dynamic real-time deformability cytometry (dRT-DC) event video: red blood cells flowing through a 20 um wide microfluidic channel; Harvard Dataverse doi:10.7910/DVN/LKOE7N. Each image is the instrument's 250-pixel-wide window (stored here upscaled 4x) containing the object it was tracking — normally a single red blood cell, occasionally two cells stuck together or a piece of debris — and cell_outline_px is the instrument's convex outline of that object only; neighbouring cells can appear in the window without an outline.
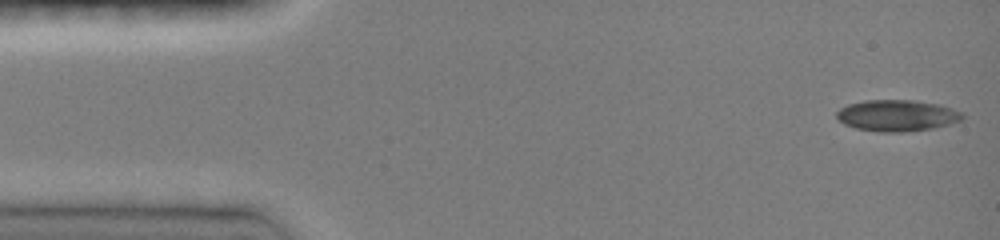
{"species": "common noctule bat (a hibernating species)", "species_latin": "Nyctalus noctula", "temperature_condition": "room temperature", "stored_images_in_passage": 46, "camera_frame_rate_fps": 3000, "um_per_image_px": 0.085, "animal": {"sex": "female", "body_mass_g": 19.0, "forearm_length_mm": 51.5}, "frame": {"image": 1, "passage_image": 1, "time_ms": 0.0, "image_size_px": [1000, 240], "cell_outline_px": [[964, 116], [960, 120], [948, 124], [932, 128], [904, 132], [880, 132], [856, 128], [844, 124], [836, 116], [836, 112], [840, 108], [848, 104], [864, 100], [912, 100], [940, 104], [952, 108], [960, 112]], "centroid_in_image_um": [76.22, 9.81], "position_along_channel_um": 8.8, "area_um2": 22.89}}
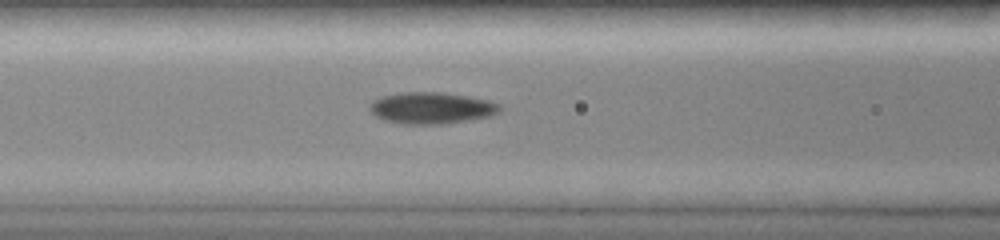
{"frame": {"image": 2, "passage_image": 18, "time_ms": 5.667, "image_size_px": [1000, 240], "cell_outline_px": [[500, 112], [488, 116], [468, 120], [444, 124], [404, 124], [384, 120], [376, 116], [368, 108], [372, 100], [380, 96], [400, 92], [440, 92], [468, 96], [488, 100], [500, 104]], "centroid_in_image_um": [36.64, 9.17], "position_along_channel_um": 130.0, "area_um2": 23.99}}
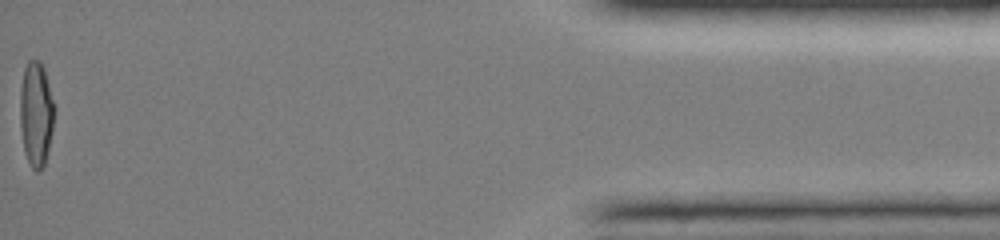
{"frame": {"image": 3, "passage_image": 46, "time_ms": 15.0, "image_size_px": [1000, 240], "cell_outline_px": [[56, 108], [52, 132], [44, 164], [36, 172], [32, 168], [24, 152], [20, 128], [20, 88], [24, 68], [28, 60], [40, 60], [44, 68]], "centroid_in_image_um": [3.07, 9.63], "position_along_channel_um": 432.1, "area_um2": 21.15}, "authors_computed_cell_mechanics": {"area_um2": 21.8773, "velocity_mm_per_s": 4.1093, "shape_relaxation_time_tau1_ms": null, "shape_relaxation_time_tau2_ms": 2.0924, "deformation_change_tau1": null, "deformation_change_tau2": 0.0599}}